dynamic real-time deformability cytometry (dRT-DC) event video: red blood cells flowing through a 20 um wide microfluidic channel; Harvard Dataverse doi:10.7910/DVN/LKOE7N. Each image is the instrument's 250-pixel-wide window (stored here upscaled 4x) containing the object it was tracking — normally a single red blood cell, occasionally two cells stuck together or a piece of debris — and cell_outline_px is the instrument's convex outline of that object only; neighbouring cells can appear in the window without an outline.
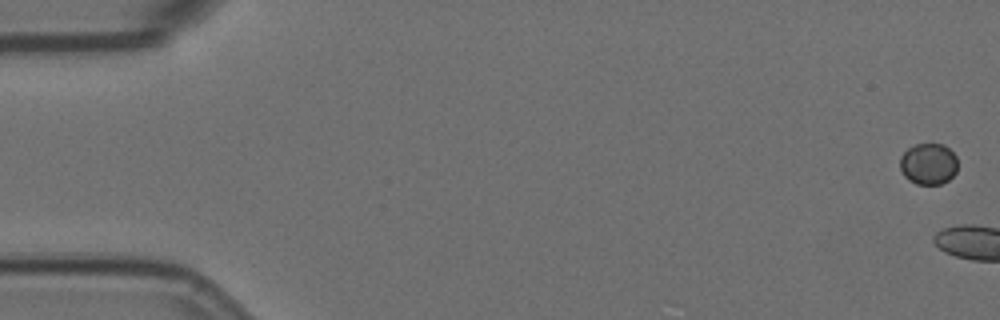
{"species": "Egyptian fruit bat (a non-hibernating species)", "species_latin": "Rousettus aegyptiacus", "temperature_condition": "room temperature", "stored_images_in_passage": 6, "camera_frame_rate_fps": 3000, "um_per_image_px": 0.085, "animal": {"sex": "female"}, "frame": {"image": 1, "passage_image": 1, "time_ms": 0.0, "image_size_px": [1000, 320], "cell_outline_px": [[956, 172], [948, 180], [940, 184], [916, 184], [908, 180], [904, 176], [900, 168], [900, 156], [908, 148], [916, 144], [944, 144], [956, 156]], "centroid_in_image_um": [78.9, 13.93], "position_along_channel_um": 6.1, "area_um2": 13.87}}
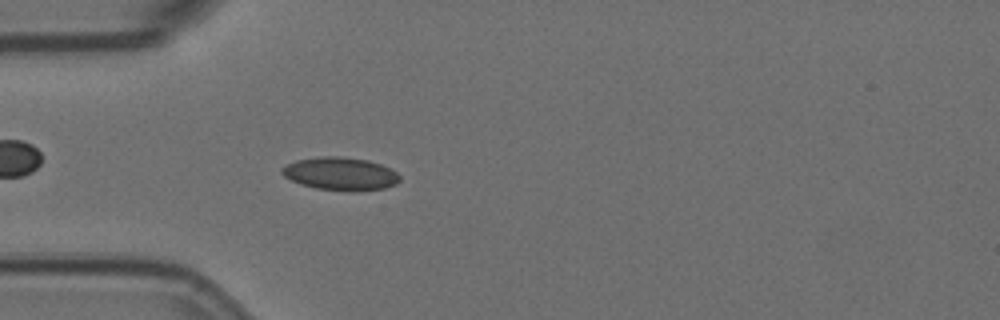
{"frame": {"image": 2, "passage_image": 6, "time_ms": 1.667, "image_size_px": [1000, 320], "cell_outline_px": [[400, 180], [396, 184], [384, 188], [356, 192], [352, 192], [316, 188], [300, 184], [284, 176], [280, 172], [280, 168], [296, 160], [320, 156], [344, 156], [368, 160], [380, 164], [396, 172], [400, 176]], "centroid_in_image_um": [28.93, 14.77], "position_along_channel_um": 56.1, "area_um2": 22.83}}